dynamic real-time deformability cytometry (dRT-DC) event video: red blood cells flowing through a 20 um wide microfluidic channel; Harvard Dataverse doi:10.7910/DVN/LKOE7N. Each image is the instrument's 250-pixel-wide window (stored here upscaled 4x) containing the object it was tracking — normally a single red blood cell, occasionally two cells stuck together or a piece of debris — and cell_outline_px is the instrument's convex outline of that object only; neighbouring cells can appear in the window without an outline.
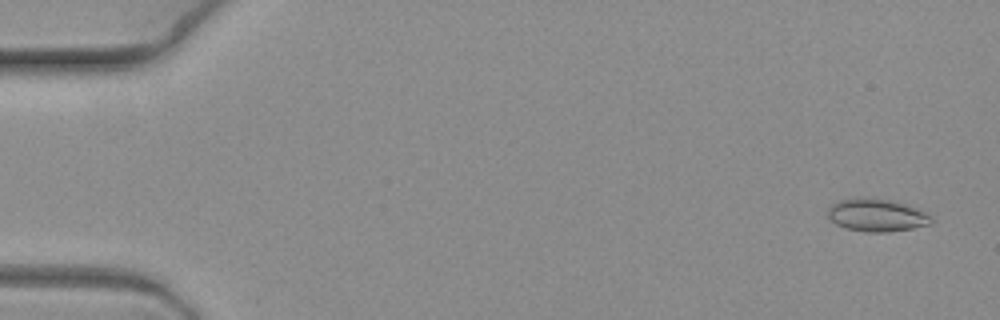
{"species": "common noctule bat (a hibernating species)", "species_latin": "Nyctalus noctula", "temperature_condition": "warm", "stored_images_in_passage": 7, "camera_frame_rate_fps": 3000, "um_per_image_px": 0.085, "animal": {"sex": "female", "body_mass_g": 19.3, "forearm_length_mm": 54.1}, "frame": {"image": 1, "passage_image": 1, "time_ms": 0.0, "image_size_px": [1000, 320], "cell_outline_px": [[932, 224], [912, 228], [888, 232], [864, 232], [848, 228], [836, 224], [828, 220], [828, 208], [832, 204], [840, 200], [860, 196], [864, 196], [888, 200], [904, 204], [916, 208], [932, 216]], "centroid_in_image_um": [74.49, 18.28], "position_along_channel_um": 10.5, "area_um2": 19.83}}
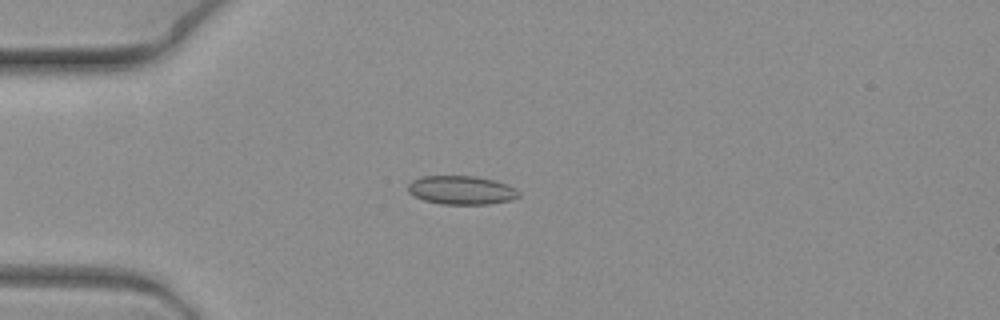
{"frame": {"image": 2, "passage_image": 5, "time_ms": 1.333, "image_size_px": [1000, 320], "cell_outline_px": [[520, 196], [512, 200], [488, 204], [440, 204], [424, 200], [408, 192], [408, 184], [412, 180], [420, 176], [476, 176], [508, 184], [516, 188], [520, 192]], "centroid_in_image_um": [39.24, 16.16], "position_along_channel_um": 45.8, "area_um2": 18.61}}
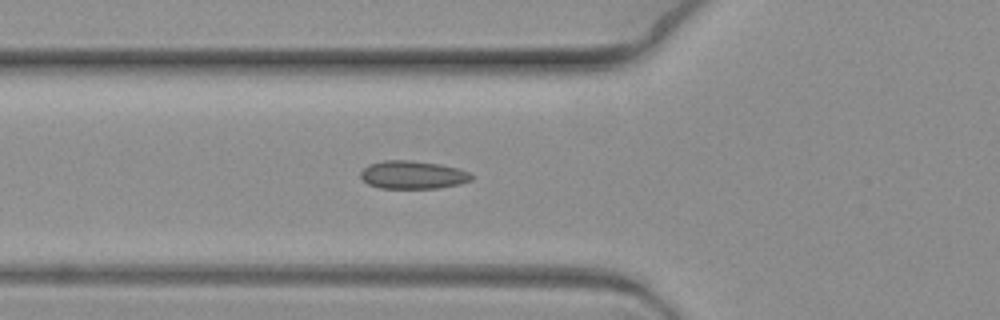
{"frame": {"image": 3, "passage_image": 7, "time_ms": 2.0, "image_size_px": [1000, 320], "cell_outline_px": [[476, 176], [472, 180], [460, 184], [440, 188], [380, 188], [368, 184], [360, 176], [360, 172], [368, 164], [384, 160], [412, 160], [440, 164], [456, 168], [468, 172]], "centroid_in_image_um": [35.1, 14.86], "position_along_channel_um": 90.7, "area_um2": 18.26}}